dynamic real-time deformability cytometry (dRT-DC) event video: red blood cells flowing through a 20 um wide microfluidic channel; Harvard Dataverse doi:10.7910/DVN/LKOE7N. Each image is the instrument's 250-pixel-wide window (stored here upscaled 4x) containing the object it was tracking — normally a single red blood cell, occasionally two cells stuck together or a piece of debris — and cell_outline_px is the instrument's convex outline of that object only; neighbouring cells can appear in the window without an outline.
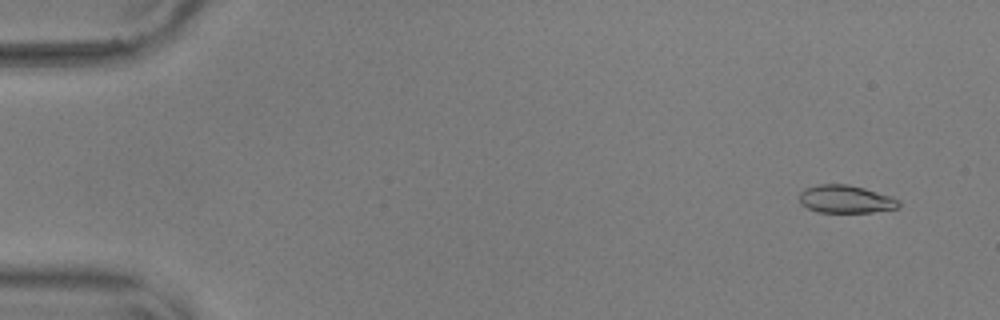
{"species": "common noctule bat (a hibernating species)", "species_latin": "Nyctalus noctula", "temperature_condition": "warm", "stored_images_in_passage": 56, "camera_frame_rate_fps": 3000, "um_per_image_px": 0.085, "animal": {"sex": "male", "body_mass_g": 17.9, "forearm_length_mm": 54.2}, "frame": {"image": 1, "passage_image": 4, "time_ms": 1.0, "image_size_px": [1000, 320], "cell_outline_px": [[900, 208], [872, 212], [820, 212], [808, 208], [800, 204], [800, 192], [804, 188], [816, 184], [848, 184], [864, 188], [892, 196], [900, 200]], "centroid_in_image_um": [71.9, 16.92], "position_along_channel_um": 13.1, "area_um2": 16.3}}
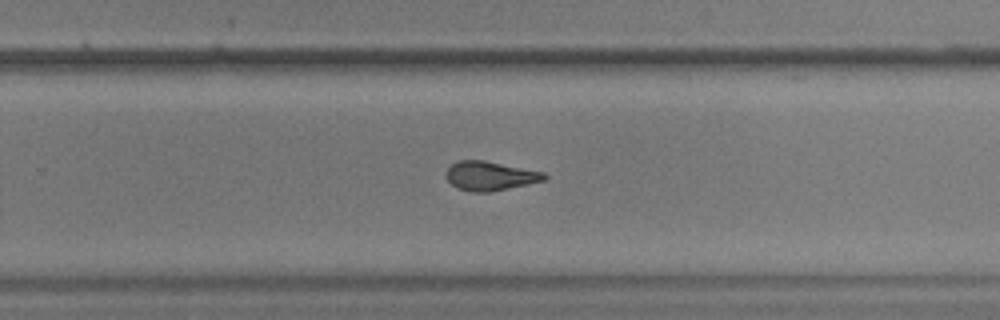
{"frame": {"image": 2, "passage_image": 37, "time_ms": 12.0, "image_size_px": [1000, 320], "cell_outline_px": [[548, 176], [544, 180], [508, 188], [488, 192], [472, 192], [456, 188], [444, 176], [444, 172], [452, 164], [460, 160], [484, 160], [544, 172]], "centroid_in_image_um": [41.61, 14.95], "position_along_channel_um": 288.2, "area_um2": 16.59}}
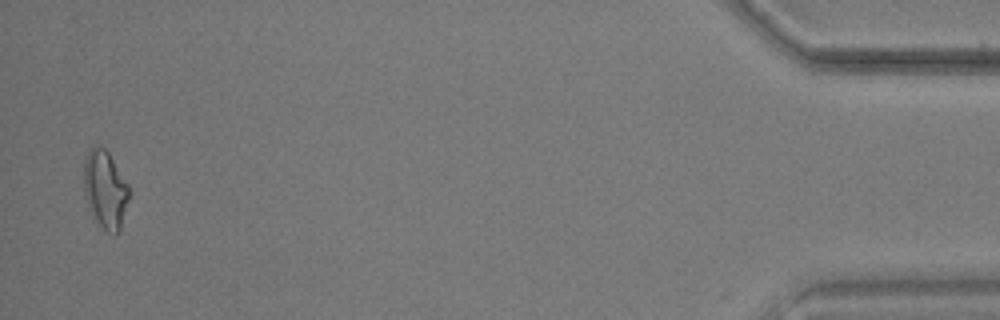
{"frame": {"image": 3, "passage_image": 55, "time_ms": 18.0, "image_size_px": [1000, 320], "cell_outline_px": [[128, 200], [120, 232], [116, 236], [108, 232], [92, 216], [88, 208], [84, 196], [84, 160], [88, 148], [92, 144], [104, 148], [108, 152], [128, 184]], "centroid_in_image_um": [8.92, 16.1], "position_along_channel_um": 426.3, "area_um2": 20.69}, "authors_computed_cell_mechanics": {"area_um2": 16.9643, "velocity_mm_per_s": 3.6505, "shape_relaxation_time_tau1_ms": null, "shape_relaxation_time_tau2_ms": 2.218, "deformation_change_tau1": null, "deformation_change_tau2": 0.0946}}